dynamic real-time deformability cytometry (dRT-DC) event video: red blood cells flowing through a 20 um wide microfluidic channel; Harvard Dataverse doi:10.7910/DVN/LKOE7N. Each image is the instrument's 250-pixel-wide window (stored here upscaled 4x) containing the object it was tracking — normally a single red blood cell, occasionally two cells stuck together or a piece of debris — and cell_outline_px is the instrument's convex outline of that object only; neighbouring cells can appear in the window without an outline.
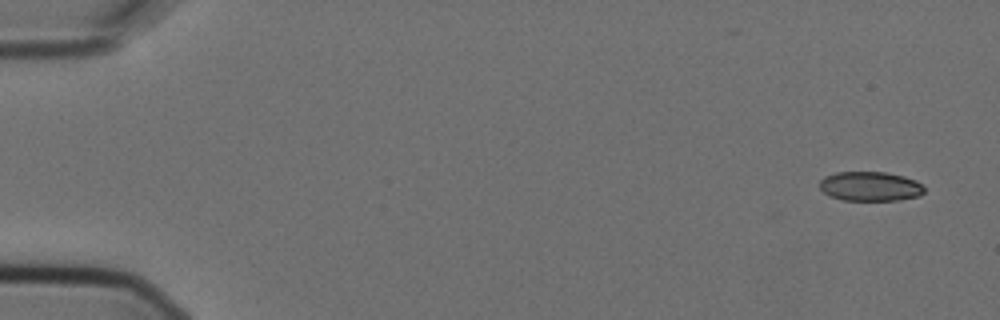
{"species": "Egyptian fruit bat (a non-hibernating species)", "species_latin": "Rousettus aegyptiacus", "temperature_condition": "cold", "stored_images_in_passage": 5, "camera_frame_rate_fps": 3000, "um_per_image_px": 0.085, "animal": {"sex": "female"}, "frame": {"image": 1, "passage_image": 1, "time_ms": 0.0, "image_size_px": [1000, 320], "cell_outline_px": [[924, 192], [920, 196], [900, 200], [844, 200], [832, 196], [824, 192], [820, 188], [820, 180], [824, 176], [836, 172], [884, 172], [904, 176], [916, 180], [924, 184]], "centroid_in_image_um": [74.01, 15.83], "position_along_channel_um": 11.0, "area_um2": 18.03}}
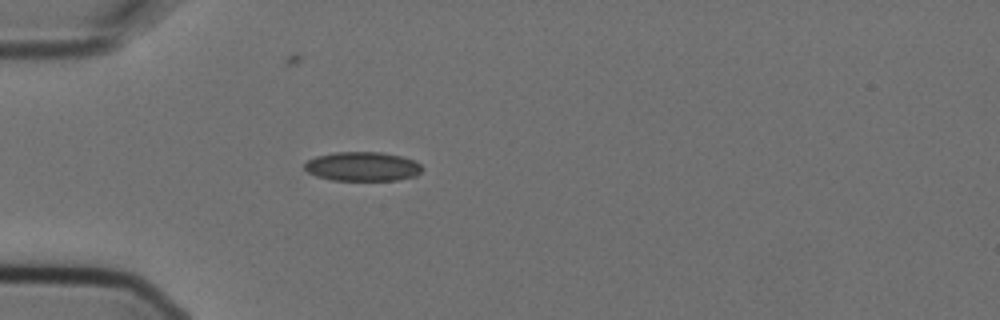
{"frame": {"image": 2, "passage_image": 5, "time_ms": 1.333, "image_size_px": [1000, 320], "cell_outline_px": [[420, 172], [416, 176], [396, 180], [332, 180], [316, 176], [308, 172], [304, 168], [304, 164], [308, 160], [316, 156], [336, 152], [380, 152], [400, 156], [412, 160], [420, 164]], "centroid_in_image_um": [30.77, 14.15], "position_along_channel_um": 54.2, "area_um2": 19.83}}